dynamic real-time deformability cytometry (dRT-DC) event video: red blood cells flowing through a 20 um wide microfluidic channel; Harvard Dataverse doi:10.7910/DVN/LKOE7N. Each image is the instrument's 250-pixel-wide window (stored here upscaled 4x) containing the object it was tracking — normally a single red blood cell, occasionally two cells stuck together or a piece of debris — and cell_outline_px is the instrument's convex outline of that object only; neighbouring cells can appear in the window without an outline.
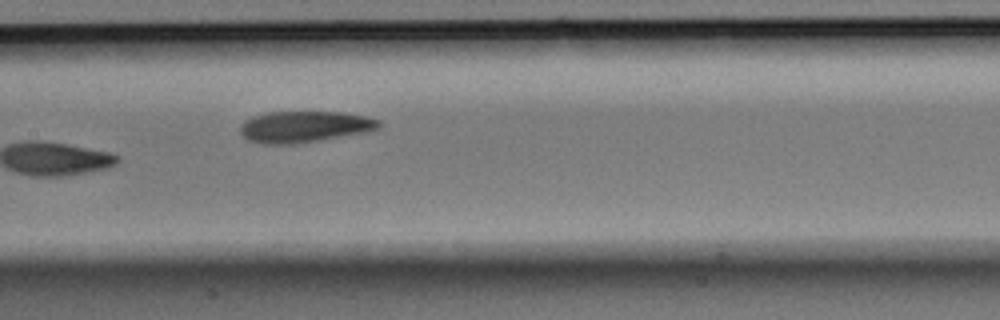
{"species": "Egyptian fruit bat (a non-hibernating species)", "species_latin": "Rousettus aegyptiacus", "temperature_condition": "room temperature", "stored_images_in_passage": 7, "camera_frame_rate_fps": 3000, "um_per_image_px": 0.085, "animal": {"sex": "male"}, "frame": {"image": 1, "passage_image": 7, "time_ms": 2.0, "image_size_px": [1000, 320], "cell_outline_px": [[380, 128], [364, 132], [320, 140], [296, 144], [264, 144], [248, 140], [240, 132], [240, 124], [244, 120], [252, 116], [264, 112], [344, 112], [368, 116], [380, 120]], "centroid_in_image_um": [25.85, 10.76], "position_along_channel_um": 181.5, "area_um2": 25.49}}